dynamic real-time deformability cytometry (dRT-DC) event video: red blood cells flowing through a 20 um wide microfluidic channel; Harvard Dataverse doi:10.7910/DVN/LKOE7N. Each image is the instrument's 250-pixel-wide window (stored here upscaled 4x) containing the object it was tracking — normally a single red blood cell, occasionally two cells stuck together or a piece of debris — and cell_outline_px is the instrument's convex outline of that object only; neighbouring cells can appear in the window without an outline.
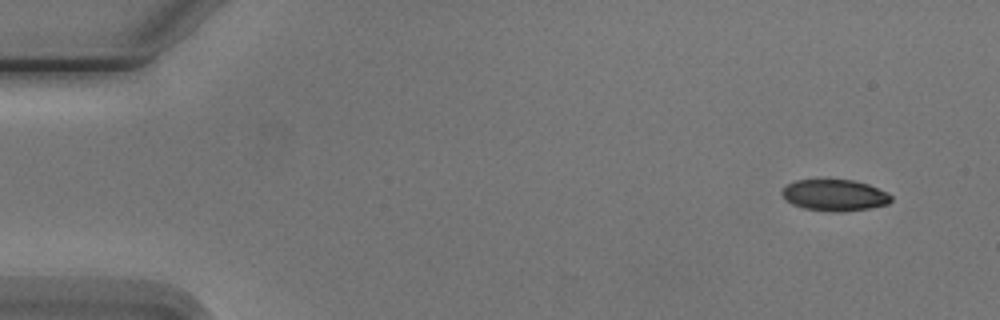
{"species": "Egyptian fruit bat (a non-hibernating species)", "species_latin": "Rousettus aegyptiacus", "temperature_condition": "cold", "stored_images_in_passage": 5, "camera_frame_rate_fps": 3000, "um_per_image_px": 0.085, "animal": {"sex": "male"}, "frame": {"image": 1, "passage_image": 1, "time_ms": 0.0, "image_size_px": [1000, 320], "cell_outline_px": [[892, 200], [888, 204], [868, 208], [840, 212], [828, 212], [804, 208], [792, 204], [780, 192], [788, 184], [796, 180], [852, 180], [868, 184], [888, 192], [892, 196]], "centroid_in_image_um": [70.97, 16.6], "position_along_channel_um": 14.0, "area_um2": 19.88}}
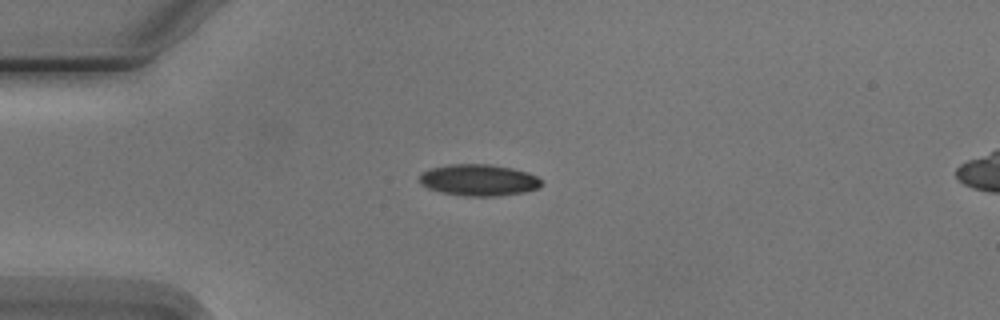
{"frame": {"image": 2, "passage_image": 4, "time_ms": 3.333, "image_size_px": [1000, 320], "cell_outline_px": [[544, 184], [540, 188], [524, 192], [496, 196], [468, 196], [444, 192], [428, 188], [420, 184], [420, 172], [432, 168], [452, 164], [492, 164], [512, 168], [528, 172], [544, 180]], "centroid_in_image_um": [40.75, 15.3], "position_along_channel_um": 44.2, "area_um2": 22.48}}